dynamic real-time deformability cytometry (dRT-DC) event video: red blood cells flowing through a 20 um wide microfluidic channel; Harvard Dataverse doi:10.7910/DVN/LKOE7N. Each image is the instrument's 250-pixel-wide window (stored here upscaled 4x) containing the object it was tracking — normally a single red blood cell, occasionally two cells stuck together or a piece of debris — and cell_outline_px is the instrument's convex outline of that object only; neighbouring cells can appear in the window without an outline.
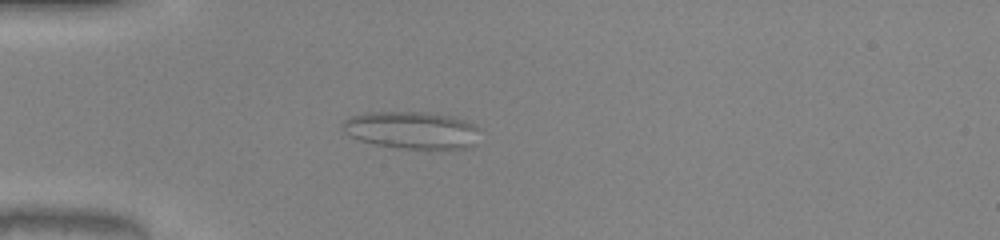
{"species": "common noctule bat (a hibernating species)", "species_latin": "Nyctalus noctula", "temperature_condition": "warm", "stored_images_in_passage": 44, "camera_frame_rate_fps": 3000, "um_per_image_px": 0.085, "animal": {"sex": "male", "body_mass_g": 20.0, "forearm_length_mm": 53.3}, "frame": {"image": 1, "passage_image": 14, "time_ms": 4.333, "image_size_px": [1000, 240], "cell_outline_px": [[480, 128], [476, 144], [472, 148], [440, 152], [404, 148], [376, 144], [360, 140], [348, 136], [340, 128], [340, 124], [344, 120], [352, 116], [364, 112], [432, 112], [452, 116], [464, 120]], "centroid_in_image_um": [35.06, 11.1], "position_along_channel_um": 49.9, "area_um2": 31.1}}
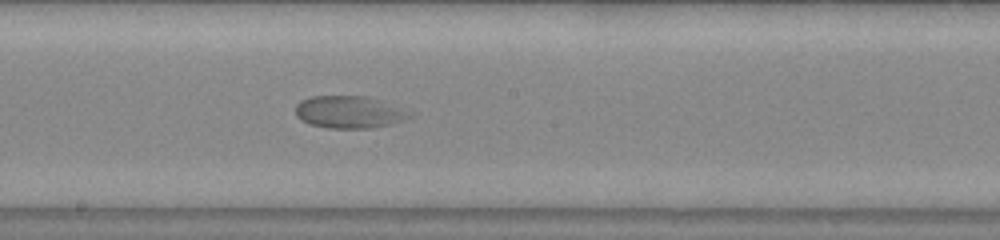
{"frame": {"image": 2, "passage_image": 28, "time_ms": 9.0, "image_size_px": [1000, 240], "cell_outline_px": [[412, 116], [392, 124], [372, 128], [328, 128], [308, 124], [300, 120], [296, 116], [296, 104], [300, 100], [312, 96], [364, 96], [380, 100]], "centroid_in_image_um": [29.55, 9.54], "position_along_channel_um": 218.7, "area_um2": 21.1}}
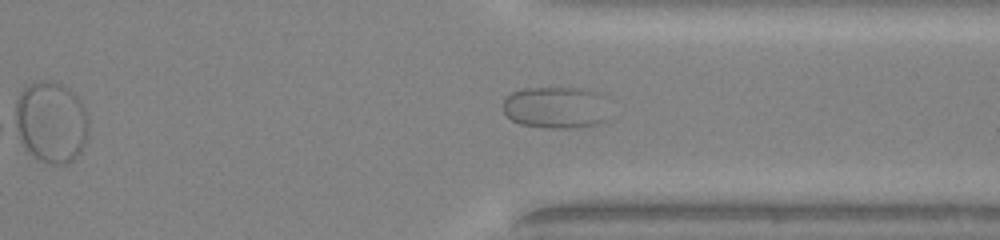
{"frame": {"image": 3, "passage_image": 39, "time_ms": 12.667, "image_size_px": [1000, 240], "cell_outline_px": [[608, 120], [596, 124], [572, 128], [544, 128], [520, 124], [512, 120], [504, 112], [504, 100], [512, 92], [524, 88], [584, 88], [600, 92], [604, 96]], "centroid_in_image_um": [47.28, 9.13], "position_along_channel_um": 364.1, "area_um2": 26.18}}